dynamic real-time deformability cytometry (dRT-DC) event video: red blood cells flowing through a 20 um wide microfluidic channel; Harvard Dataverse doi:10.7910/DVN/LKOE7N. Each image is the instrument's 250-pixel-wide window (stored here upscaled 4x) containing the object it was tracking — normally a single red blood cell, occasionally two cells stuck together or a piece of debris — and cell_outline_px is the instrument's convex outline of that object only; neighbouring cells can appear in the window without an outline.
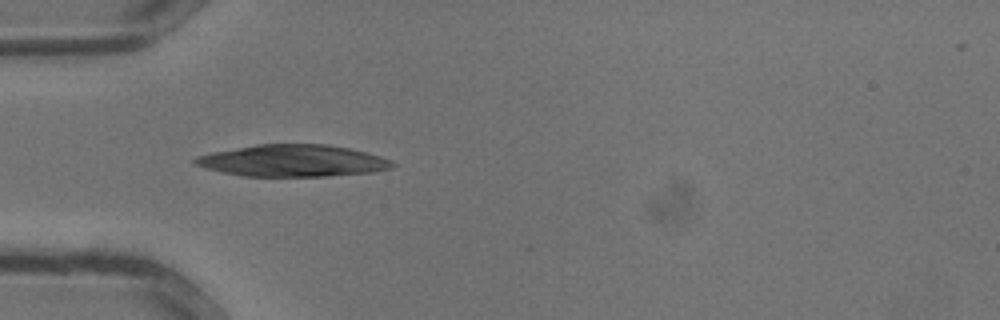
{"species": "common noctule bat (a hibernating species)", "species_latin": "Nyctalus noctula", "temperature_condition": "warm", "stored_images_in_passage": 19, "camera_frame_rate_fps": 3000, "um_per_image_px": 0.085, "animal": {"sex": "male", "body_mass_g": 13.3}, "frame": {"image": 1, "passage_image": 11, "time_ms": 3.333, "image_size_px": [1000, 320], "cell_outline_px": [[396, 164], [392, 168], [372, 172], [328, 176], [244, 176], [204, 168], [192, 164], [192, 160], [196, 156], [212, 152], [256, 144], [328, 144], [348, 148], [380, 156], [392, 160]], "centroid_in_image_um": [24.86, 13.66], "position_along_channel_um": 60.1, "area_um2": 36.65}}